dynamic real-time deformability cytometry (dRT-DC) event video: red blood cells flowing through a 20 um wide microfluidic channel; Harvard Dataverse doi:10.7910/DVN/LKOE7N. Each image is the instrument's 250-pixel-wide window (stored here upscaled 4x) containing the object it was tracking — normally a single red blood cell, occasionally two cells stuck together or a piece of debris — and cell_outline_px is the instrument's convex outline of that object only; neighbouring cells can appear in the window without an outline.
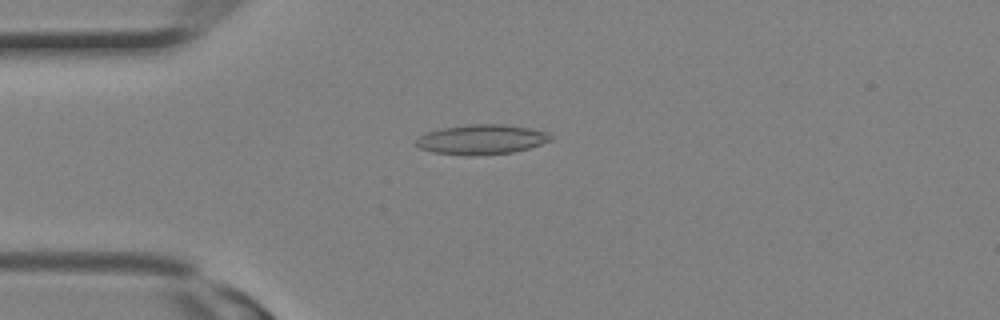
{"species": "Egyptian fruit bat (a non-hibernating species)", "species_latin": "Rousettus aegyptiacus", "temperature_condition": "room temperature", "stored_images_in_passage": 1, "camera_frame_rate_fps": 3000, "um_per_image_px": 0.085, "animal": {"sex": "female"}, "frame": {"image": 1, "passage_image": 1, "time_ms": 0.0, "image_size_px": [1000, 320], "cell_outline_px": [[556, 136], [552, 140], [528, 148], [512, 152], [468, 156], [432, 152], [420, 148], [412, 144], [420, 136], [428, 132], [444, 128], [468, 124], [500, 124], [528, 128], [548, 132]], "centroid_in_image_um": [40.93, 11.86], "position_along_channel_um": 44.1, "area_um2": 23.35}}